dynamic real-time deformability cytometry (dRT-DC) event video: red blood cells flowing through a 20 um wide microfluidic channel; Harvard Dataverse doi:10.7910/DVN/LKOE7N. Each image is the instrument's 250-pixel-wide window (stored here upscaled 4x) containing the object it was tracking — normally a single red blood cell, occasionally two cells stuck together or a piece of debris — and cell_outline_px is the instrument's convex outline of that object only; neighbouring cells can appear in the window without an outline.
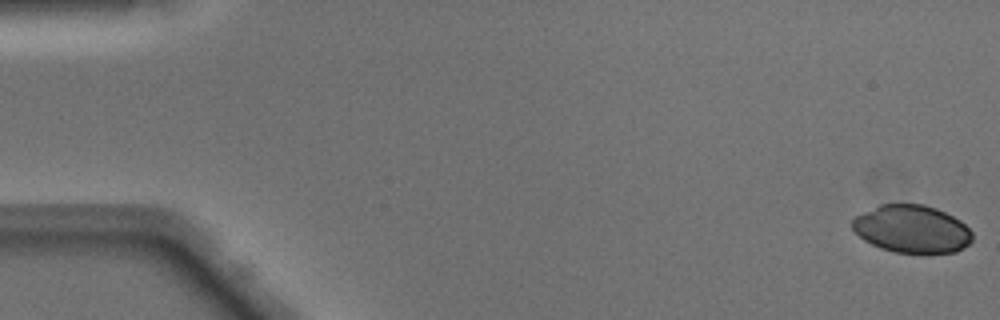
{"species": "Egyptian fruit bat (a non-hibernating species)", "species_latin": "Rousettus aegyptiacus", "temperature_condition": "warm", "stored_images_in_passage": 51, "camera_frame_rate_fps": 3000, "um_per_image_px": 0.085, "animal": {"sex": "male"}, "frame": {"image": 1, "passage_image": 1, "time_ms": 0.0, "image_size_px": [1000, 320], "cell_outline_px": [[972, 240], [964, 248], [956, 252], [928, 256], [924, 256], [892, 252], [880, 248], [864, 240], [852, 228], [852, 220], [856, 216], [880, 204], [924, 204], [936, 208], [960, 220], [972, 232]], "centroid_in_image_um": [77.54, 19.52], "position_along_channel_um": 7.5, "area_um2": 34.1}}
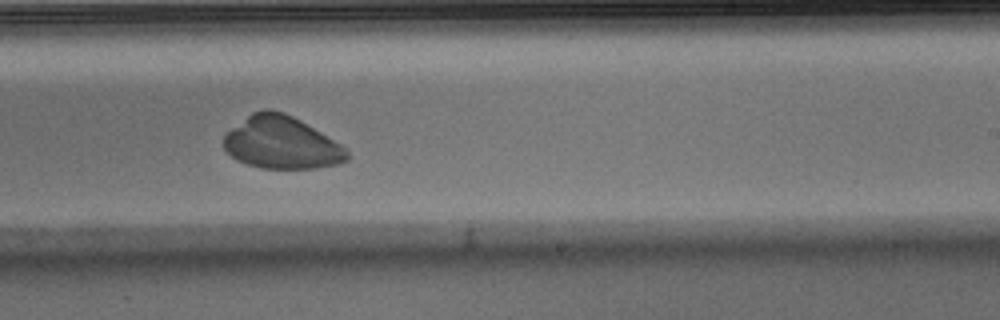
{"frame": {"image": 2, "passage_image": 31, "time_ms": 10.0, "image_size_px": [1000, 320], "cell_outline_px": [[348, 160], [336, 164], [316, 168], [260, 168], [236, 160], [224, 148], [224, 136], [232, 128], [252, 112], [264, 108], [268, 108], [284, 112], [300, 120], [340, 144], [348, 152]], "centroid_in_image_um": [23.91, 12.12], "position_along_channel_um": 265.1, "area_um2": 37.34}}
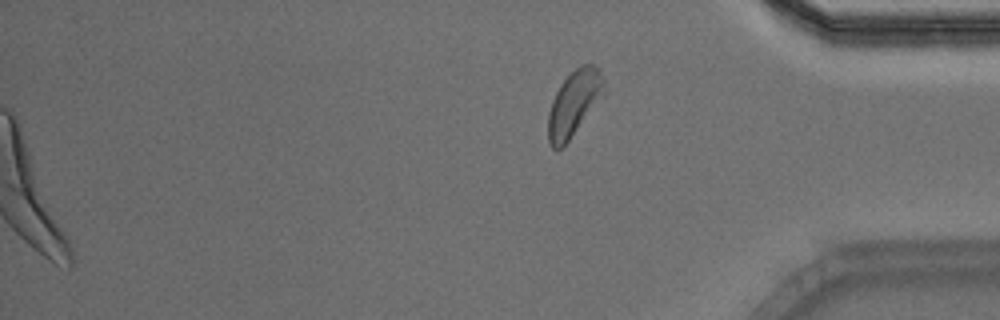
{"frame": {"image": 3, "passage_image": 51, "time_ms": 16.667, "image_size_px": [1000, 320], "cell_outline_px": [[608, 92], [568, 140], [560, 148], [552, 148], [548, 144], [548, 112], [552, 100], [560, 84], [580, 64], [596, 64], [600, 68], [604, 76]], "centroid_in_image_um": [48.85, 8.72], "position_along_channel_um": 386.3, "area_um2": 21.73}}